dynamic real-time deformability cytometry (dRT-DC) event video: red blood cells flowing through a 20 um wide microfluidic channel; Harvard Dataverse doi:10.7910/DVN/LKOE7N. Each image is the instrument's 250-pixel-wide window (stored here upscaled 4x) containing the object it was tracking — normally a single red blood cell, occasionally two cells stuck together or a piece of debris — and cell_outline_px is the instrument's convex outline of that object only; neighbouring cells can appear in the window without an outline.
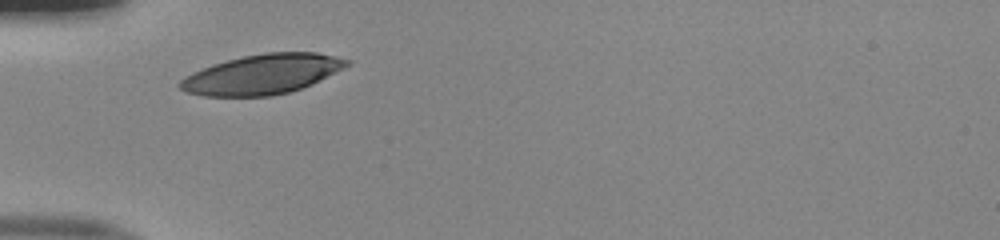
{"species": "human", "species_latin": "Homo sapiens", "temperature_condition": "room temperature", "stored_images_in_passage": 27, "camera_frame_rate_fps": 3000, "um_per_image_px": 0.085, "donor": {"sex": "male"}, "frame": {"image": 1, "passage_image": 1, "time_ms": 0.0, "image_size_px": [1000, 240], "cell_outline_px": [[352, 60], [348, 64], [312, 84], [288, 92], [272, 96], [204, 96], [184, 92], [176, 84], [184, 76], [192, 72], [212, 64], [244, 56], [264, 52], [316, 52]], "centroid_in_image_um": [22.22, 6.31], "position_along_channel_um": 62.8, "area_um2": 38.49}}
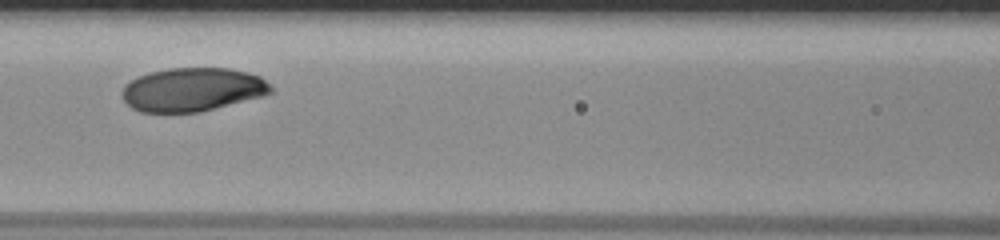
{"frame": {"image": 2, "passage_image": 8, "time_ms": 2.333, "image_size_px": [1000, 240], "cell_outline_px": [[272, 92], [264, 96], [200, 112], [140, 112], [132, 108], [124, 100], [124, 84], [140, 76], [152, 72], [168, 68], [228, 68], [248, 72], [260, 76], [272, 88]], "centroid_in_image_um": [16.39, 7.61], "position_along_channel_um": 150.2, "area_um2": 37.57}}
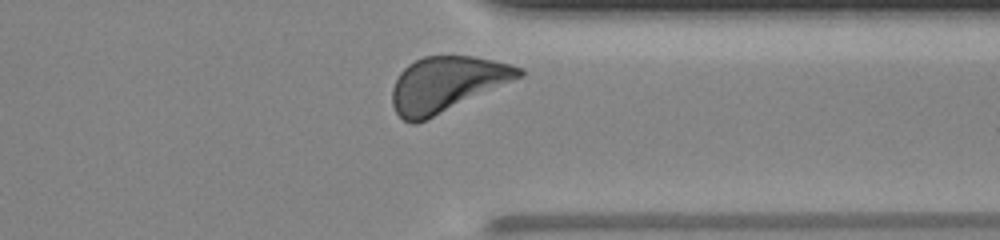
{"frame": {"image": 3, "passage_image": 25, "time_ms": 8.0, "image_size_px": [1000, 240], "cell_outline_px": [[524, 76], [416, 124], [412, 124], [404, 120], [396, 112], [392, 104], [392, 88], [400, 72], [408, 64], [424, 56], [472, 56], [512, 64], [524, 68]], "centroid_in_image_um": [37.98, 7.14], "position_along_channel_um": 373.4, "area_um2": 40.52}, "authors_computed_cell_mechanics": {"area_um2": 38.6682, "velocity_mm_per_s": 3.9528, "shape_relaxation_time_tau1_ms": 2.1292, "shape_relaxation_time_tau2_ms": null, "deformation_change_tau1": 0.122, "deformation_change_tau2": null}}